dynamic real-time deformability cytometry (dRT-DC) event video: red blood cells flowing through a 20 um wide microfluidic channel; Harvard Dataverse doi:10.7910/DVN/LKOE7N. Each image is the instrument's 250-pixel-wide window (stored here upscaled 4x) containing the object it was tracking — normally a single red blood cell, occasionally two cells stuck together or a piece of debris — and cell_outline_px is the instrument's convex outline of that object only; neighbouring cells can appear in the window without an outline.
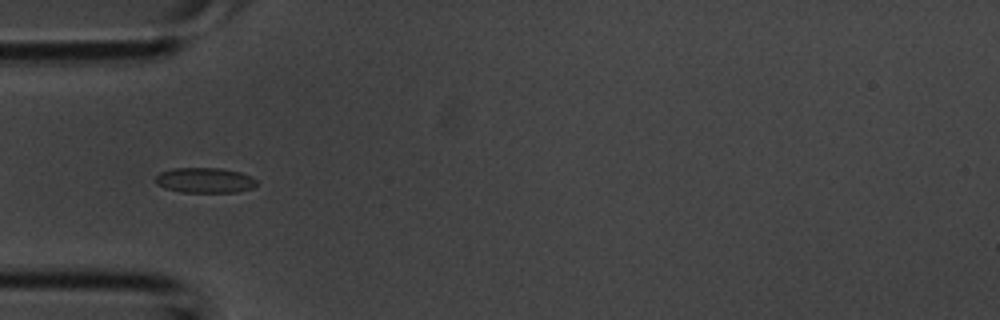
{"species": "common noctule bat (a hibernating species)", "species_latin": "Nyctalus noctula", "temperature_condition": "room temperature", "stored_images_in_passage": 3, "camera_frame_rate_fps": 3000, "um_per_image_px": 0.085, "animal": {"sex": "male", "body_mass_g": 20.1, "forearm_length_mm": 53.5}, "frame": {"image": 1, "passage_image": 3, "time_ms": 0.667, "image_size_px": [1000, 320], "cell_outline_px": [[256, 184], [252, 188], [236, 192], [180, 192], [164, 188], [156, 184], [156, 176], [160, 172], [172, 168], [220, 168], [240, 172], [252, 176], [256, 180]], "centroid_in_image_um": [17.39, 15.32], "position_along_channel_um": 67.6, "area_um2": 14.91}}